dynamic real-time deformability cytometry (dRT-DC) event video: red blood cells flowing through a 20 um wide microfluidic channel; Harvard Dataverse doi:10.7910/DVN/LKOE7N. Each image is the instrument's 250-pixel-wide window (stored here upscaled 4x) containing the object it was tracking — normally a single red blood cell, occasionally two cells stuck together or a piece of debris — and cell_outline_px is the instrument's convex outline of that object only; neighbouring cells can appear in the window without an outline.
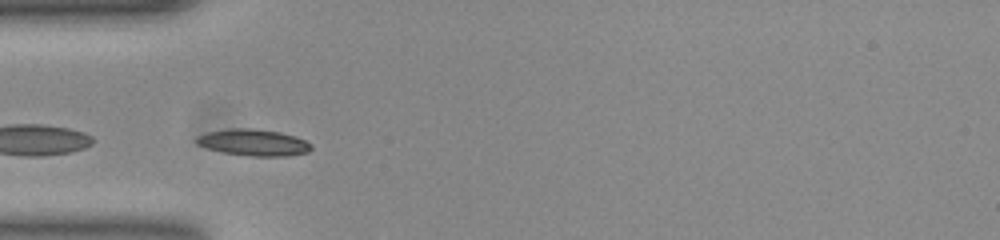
{"species": "common noctule bat (a hibernating species)", "species_latin": "Nyctalus noctula", "temperature_condition": "room temperature", "stored_images_in_passage": 44, "camera_frame_rate_fps": 3000, "um_per_image_px": 0.085, "animal": {"sex": "female", "body_mass_g": 23.0, "forearm_length_mm": 53.4}, "frame": {"image": 1, "passage_image": 7, "time_ms": 2.0, "image_size_px": [1000, 240], "cell_outline_px": [[312, 148], [308, 152], [288, 156], [252, 156], [224, 152], [208, 148], [196, 144], [196, 136], [208, 132], [228, 128], [252, 128], [280, 132], [296, 136], [312, 144]], "centroid_in_image_um": [21.56, 12.1], "position_along_channel_um": 63.4, "area_um2": 17.74}}
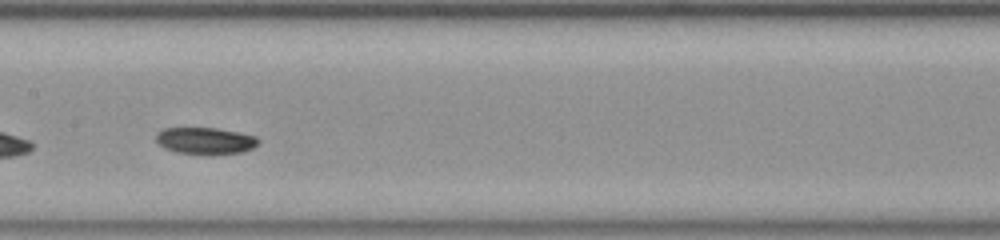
{"frame": {"image": 2, "passage_image": 17, "time_ms": 5.333, "image_size_px": [1000, 240], "cell_outline_px": [[260, 140], [252, 148], [244, 152], [176, 152], [164, 148], [156, 140], [156, 132], [164, 128], [216, 128], [256, 136]], "centroid_in_image_um": [17.42, 11.92], "position_along_channel_um": 190.0, "area_um2": 15.26}}
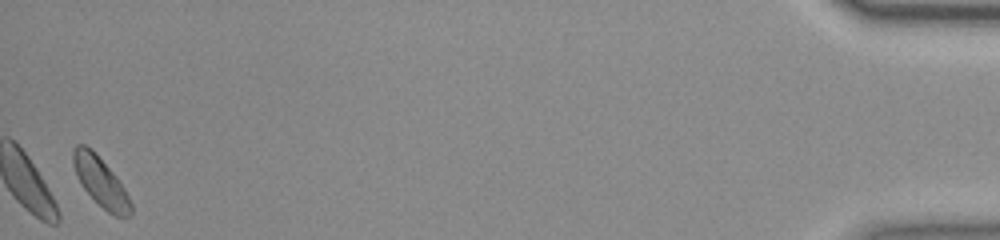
{"frame": {"image": 3, "passage_image": 43, "time_ms": 14.0, "image_size_px": [1000, 240], "cell_outline_px": [[132, 212], [128, 216], [116, 216], [108, 212], [80, 184], [72, 164], [72, 148], [76, 144], [84, 144], [92, 148], [96, 152], [116, 176], [124, 188], [132, 204]], "centroid_in_image_um": [8.53, 15.39], "position_along_channel_um": 426.7, "area_um2": 16.53}}